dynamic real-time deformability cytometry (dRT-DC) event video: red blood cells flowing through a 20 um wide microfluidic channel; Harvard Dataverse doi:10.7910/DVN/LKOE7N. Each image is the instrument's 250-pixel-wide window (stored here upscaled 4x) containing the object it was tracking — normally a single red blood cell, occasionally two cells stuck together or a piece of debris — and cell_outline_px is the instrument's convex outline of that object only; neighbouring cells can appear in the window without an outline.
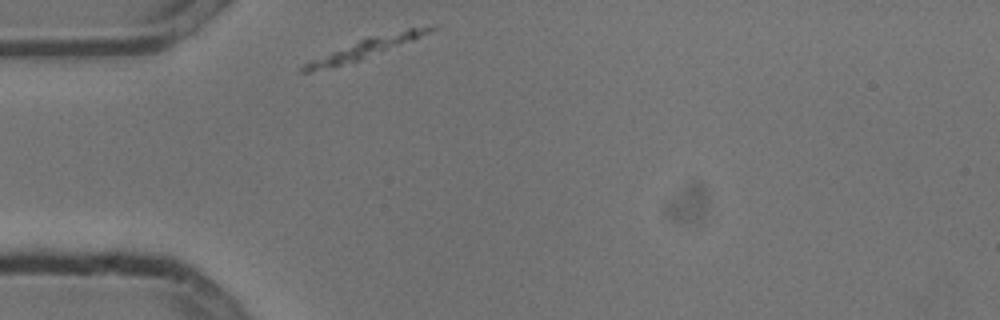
{"species": "common noctule bat (a hibernating species)", "species_latin": "Nyctalus noctula", "temperature_condition": "cold", "stored_images_in_passage": 2, "camera_frame_rate_fps": 3000, "um_per_image_px": 0.085, "animal": {"sex": "male", "body_mass_g": 13.3}, "frame": {"image": 1, "passage_image": 1, "time_ms": 0.0, "image_size_px": [1000, 320], "cell_outline_px": [[436, 28], [412, 40], [356, 60], [308, 72], [300, 72], [300, 68], [308, 60], [368, 36], [408, 28]], "centroid_in_image_um": [30.88, 4.11], "position_along_channel_um": 54.1, "area_um2": 13.76}}